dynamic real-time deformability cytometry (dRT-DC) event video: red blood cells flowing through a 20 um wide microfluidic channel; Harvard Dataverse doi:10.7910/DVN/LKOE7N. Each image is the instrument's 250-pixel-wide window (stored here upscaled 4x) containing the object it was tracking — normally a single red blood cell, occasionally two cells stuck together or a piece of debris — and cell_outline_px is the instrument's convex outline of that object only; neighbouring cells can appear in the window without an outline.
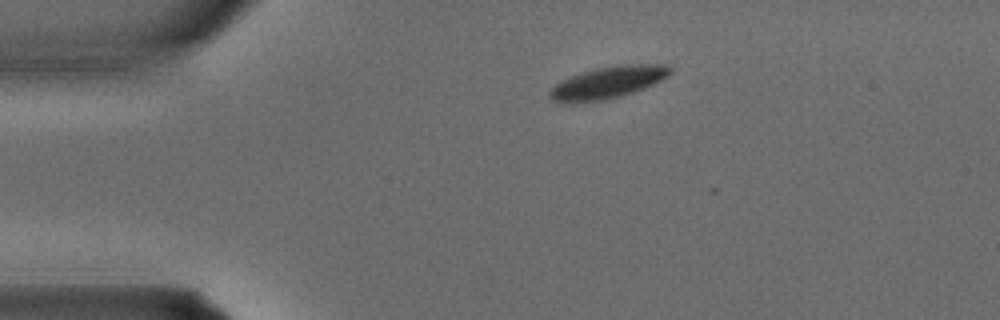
{"species": "common noctule bat (a hibernating species)", "species_latin": "Nyctalus noctula", "temperature_condition": "warm", "stored_images_in_passage": 2, "camera_frame_rate_fps": 3000, "um_per_image_px": 0.085, "animal": {"sex": "male", "body_mass_g": 15.6}, "frame": {"image": 1, "passage_image": 1, "time_ms": 0.0, "image_size_px": [1000, 320], "cell_outline_px": [[672, 72], [668, 76], [644, 88], [620, 96], [600, 100], [552, 100], [548, 96], [548, 92], [560, 80], [580, 72], [596, 68], [620, 64], [668, 64], [672, 68]], "centroid_in_image_um": [51.73, 6.95], "position_along_channel_um": 33.3, "area_um2": 21.91}}